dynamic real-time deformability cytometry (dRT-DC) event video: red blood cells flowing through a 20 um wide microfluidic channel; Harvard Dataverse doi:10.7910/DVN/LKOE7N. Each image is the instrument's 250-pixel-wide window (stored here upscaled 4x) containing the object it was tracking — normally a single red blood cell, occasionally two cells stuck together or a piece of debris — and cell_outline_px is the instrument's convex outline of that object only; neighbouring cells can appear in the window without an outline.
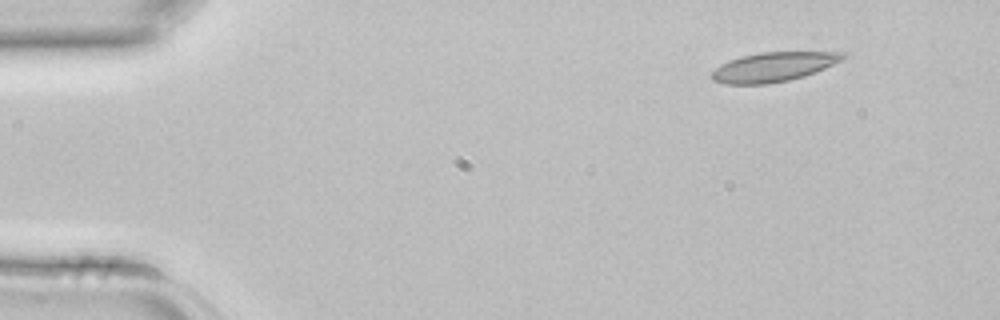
{"species": "common noctule bat (a hibernating species)", "species_latin": "Nyctalus noctula", "temperature_condition": "room temperature", "stored_images_in_passage": 3, "camera_frame_rate_fps": 3000, "um_per_image_px": 0.085, "animal": {"sex": "female", "body_mass_g": 22.7, "forearm_length_mm": 54.2}, "frame": {"image": 1, "passage_image": 1, "time_ms": 0.0, "image_size_px": [1000, 320], "cell_outline_px": [[848, 56], [824, 68], [804, 76], [788, 80], [768, 84], [724, 84], [712, 80], [708, 76], [720, 64], [728, 60], [740, 56], [760, 52], [844, 52]], "centroid_in_image_um": [65.67, 5.69], "position_along_channel_um": 19.3, "area_um2": 22.48}}